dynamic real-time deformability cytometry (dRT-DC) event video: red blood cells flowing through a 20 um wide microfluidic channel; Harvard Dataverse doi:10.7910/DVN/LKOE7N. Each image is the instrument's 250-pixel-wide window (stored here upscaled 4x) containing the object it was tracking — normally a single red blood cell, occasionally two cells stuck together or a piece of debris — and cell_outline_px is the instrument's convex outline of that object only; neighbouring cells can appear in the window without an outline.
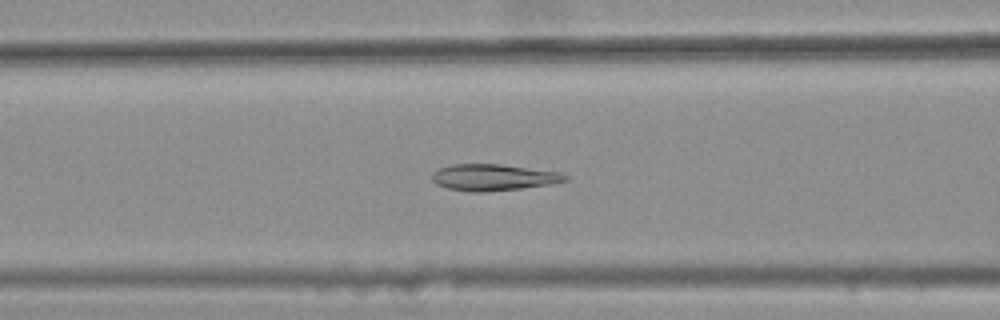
{"species": "common noctule bat (a hibernating species)", "species_latin": "Nyctalus noctula", "temperature_condition": "warm", "stored_images_in_passage": 31, "camera_frame_rate_fps": 3000, "um_per_image_px": 0.085, "animal": {"sex": "female", "body_mass_g": 25.1}, "frame": {"image": 1, "passage_image": 11, "time_ms": 3.333, "image_size_px": [1000, 320], "cell_outline_px": [[568, 180], [548, 184], [520, 188], [484, 192], [468, 192], [448, 188], [436, 184], [432, 180], [432, 172], [440, 168], [452, 164], [500, 164], [560, 172], [568, 176]], "centroid_in_image_um": [41.9, 15.07], "position_along_channel_um": 124.7, "area_um2": 20.4}}
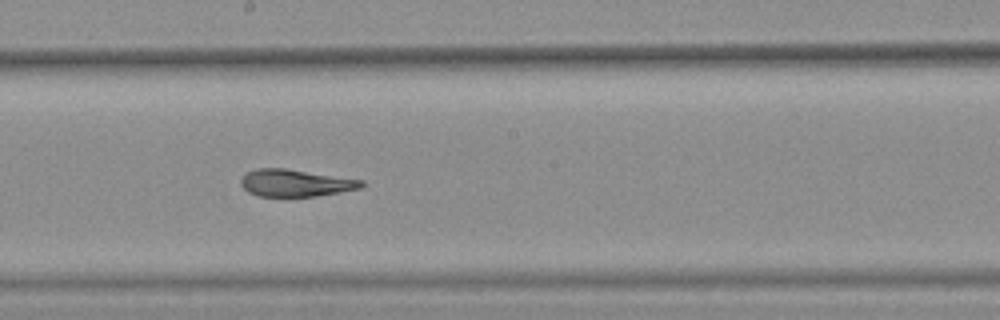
{"frame": {"image": 2, "passage_image": 19, "time_ms": 6.0, "image_size_px": [1000, 320], "cell_outline_px": [[364, 184], [360, 188], [340, 192], [316, 196], [256, 196], [248, 192], [240, 184], [240, 176], [256, 168], [284, 168], [364, 180]], "centroid_in_image_um": [25.07, 15.55], "position_along_channel_um": 223.1, "area_um2": 19.07}}
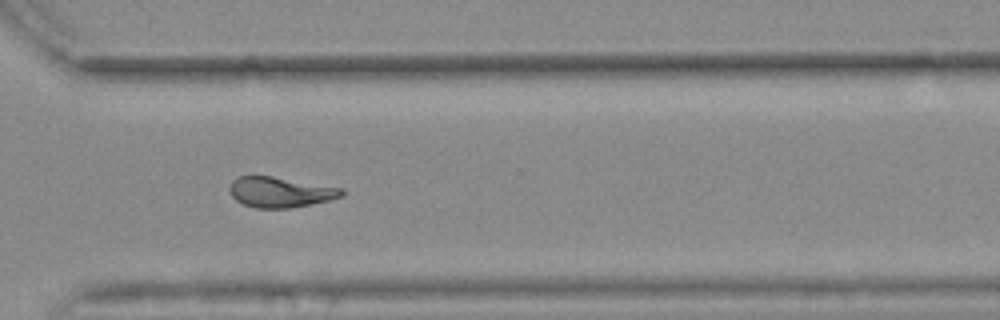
{"frame": {"image": 3, "passage_image": 29, "time_ms": 9.333, "image_size_px": [1000, 320], "cell_outline_px": [[344, 196], [328, 200], [292, 208], [256, 208], [244, 204], [236, 200], [232, 196], [228, 188], [232, 180], [236, 176], [272, 176], [344, 188]], "centroid_in_image_um": [23.82, 16.32], "position_along_channel_um": 346.8, "area_um2": 19.94}, "authors_computed_cell_mechanics": {"area_um2": 20.23, "velocity_mm_per_s": 3.6966, "shape_relaxation_time_tau1_ms": null, "shape_relaxation_time_tau2_ms": 3.2163, "deformation_change_tau1": null, "deformation_change_tau2": 0.0767}}